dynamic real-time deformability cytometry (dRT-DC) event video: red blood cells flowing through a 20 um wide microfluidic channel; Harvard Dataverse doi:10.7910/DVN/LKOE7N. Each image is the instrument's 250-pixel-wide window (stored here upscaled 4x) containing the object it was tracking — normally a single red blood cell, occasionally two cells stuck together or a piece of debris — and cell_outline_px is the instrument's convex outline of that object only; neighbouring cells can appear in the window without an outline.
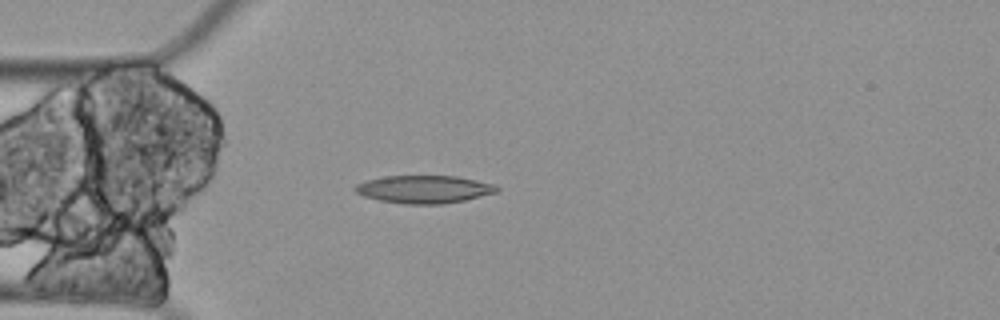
{"species": "Egyptian fruit bat (a non-hibernating species)", "species_latin": "Rousettus aegyptiacus", "temperature_condition": "cold", "stored_images_in_passage": 5, "camera_frame_rate_fps": 3000, "um_per_image_px": 0.085, "animal": {"sex": "female"}, "frame": {"image": 1, "passage_image": 5, "time_ms": 1.333, "image_size_px": [1000, 320], "cell_outline_px": [[500, 188], [496, 192], [464, 200], [444, 204], [404, 204], [380, 200], [364, 196], [356, 192], [352, 188], [356, 184], [368, 180], [384, 176], [456, 176], [496, 184]], "centroid_in_image_um": [36.05, 16.09], "position_along_channel_um": 49.0, "area_um2": 22.89}}